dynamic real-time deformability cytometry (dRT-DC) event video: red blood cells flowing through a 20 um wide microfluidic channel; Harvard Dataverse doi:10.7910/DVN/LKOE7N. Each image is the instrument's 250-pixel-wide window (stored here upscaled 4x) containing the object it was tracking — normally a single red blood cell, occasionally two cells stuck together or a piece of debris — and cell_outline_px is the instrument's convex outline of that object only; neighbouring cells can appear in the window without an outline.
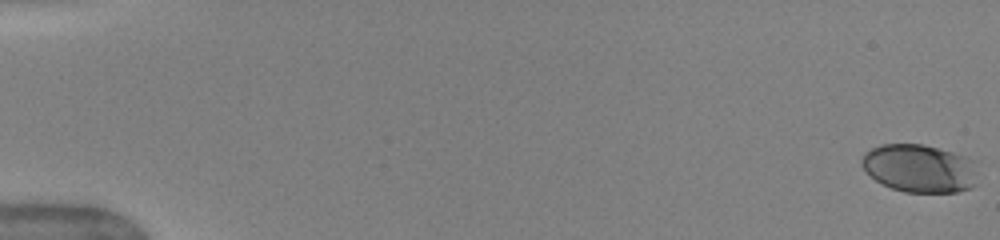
{"species": "human", "species_latin": "Homo sapiens", "temperature_condition": "warm", "stored_images_in_passage": 39, "camera_frame_rate_fps": 3000, "um_per_image_px": 0.085, "donor": {"sex": "female"}, "frame": {"image": 1, "passage_image": 1, "time_ms": 0.0, "image_size_px": [1000, 240], "cell_outline_px": [[972, 184], [968, 188], [956, 192], [904, 192], [892, 188], [876, 180], [860, 164], [860, 160], [864, 152], [880, 144], [920, 144], [952, 152], [964, 156], [972, 160]], "centroid_in_image_um": [78.04, 14.29], "position_along_channel_um": 7.0, "area_um2": 31.67}}
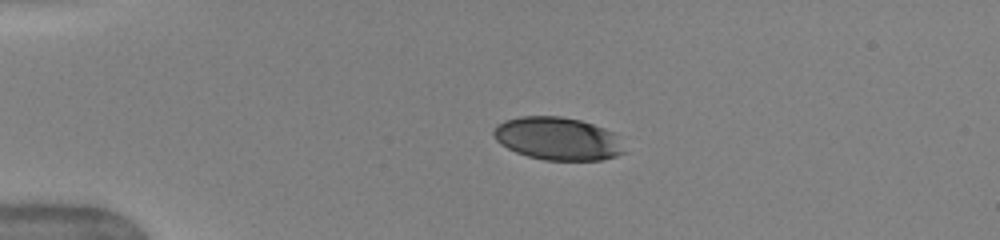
{"frame": {"image": 2, "passage_image": 22, "time_ms": 4.0, "image_size_px": [1000, 240], "cell_outline_px": [[624, 152], [616, 156], [600, 160], [544, 160], [528, 156], [516, 152], [500, 144], [496, 140], [492, 132], [496, 124], [504, 120], [520, 116], [560, 116], [580, 120], [604, 128], [620, 136]], "centroid_in_image_um": [47.39, 11.78], "position_along_channel_um": 37.6, "area_um2": 32.77}}